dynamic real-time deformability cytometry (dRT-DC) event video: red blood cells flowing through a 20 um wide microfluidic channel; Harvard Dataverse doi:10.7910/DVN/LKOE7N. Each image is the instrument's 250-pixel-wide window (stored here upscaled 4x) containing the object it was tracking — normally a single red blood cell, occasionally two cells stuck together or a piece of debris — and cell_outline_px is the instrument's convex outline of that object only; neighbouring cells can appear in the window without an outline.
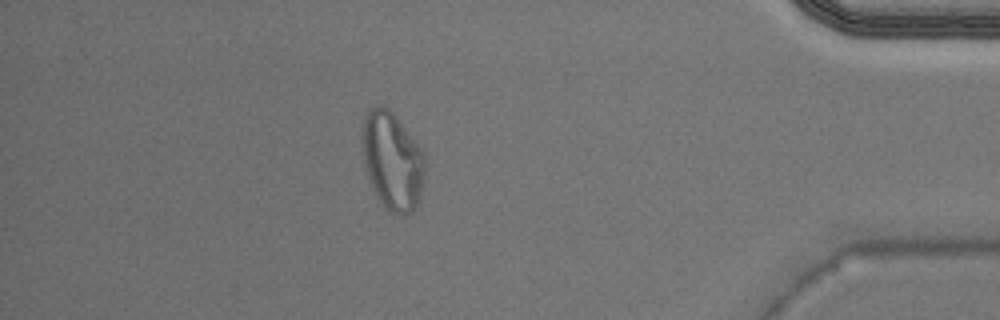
{"species": "Egyptian fruit bat (a non-hibernating species)", "species_latin": "Rousettus aegyptiacus", "temperature_condition": "warm", "stored_images_in_passage": 33, "camera_frame_rate_fps": 3000, "um_per_image_px": 0.085, "animal": {"sex": "male"}, "frame": {"image": 1, "passage_image": 28, "time_ms": 9.0, "image_size_px": [1000, 320], "cell_outline_px": [[424, 180], [416, 204], [412, 212], [404, 216], [388, 212], [380, 200], [364, 168], [360, 140], [360, 136], [364, 116], [372, 108], [380, 104], [384, 104], [396, 116], [420, 148], [424, 156]], "centroid_in_image_um": [33.3, 13.65], "position_along_channel_um": 401.9, "area_um2": 35.78}}